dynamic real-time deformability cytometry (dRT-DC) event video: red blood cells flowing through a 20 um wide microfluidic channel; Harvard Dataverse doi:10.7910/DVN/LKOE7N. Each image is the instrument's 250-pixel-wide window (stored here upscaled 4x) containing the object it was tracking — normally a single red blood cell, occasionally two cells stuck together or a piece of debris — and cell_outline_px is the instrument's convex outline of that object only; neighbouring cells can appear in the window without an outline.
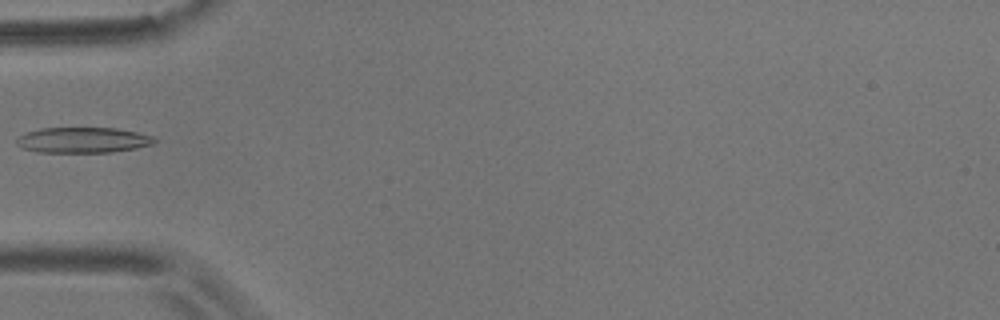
{"species": "common noctule bat (a hibernating species)", "species_latin": "Nyctalus noctula", "temperature_condition": "room temperature", "stored_images_in_passage": 6, "camera_frame_rate_fps": 3000, "um_per_image_px": 0.085, "animal": {"sex": "male", "body_mass_g": 17.9}, "frame": {"image": 1, "passage_image": 6, "time_ms": 1.667, "image_size_px": [1000, 320], "cell_outline_px": [[156, 140], [152, 144], [136, 148], [112, 152], [36, 152], [20, 148], [16, 144], [16, 140], [20, 136], [28, 132], [40, 128], [116, 128], [136, 132], [152, 136]], "centroid_in_image_um": [7.01, 11.91], "position_along_channel_um": 78.0, "area_um2": 20.46}}